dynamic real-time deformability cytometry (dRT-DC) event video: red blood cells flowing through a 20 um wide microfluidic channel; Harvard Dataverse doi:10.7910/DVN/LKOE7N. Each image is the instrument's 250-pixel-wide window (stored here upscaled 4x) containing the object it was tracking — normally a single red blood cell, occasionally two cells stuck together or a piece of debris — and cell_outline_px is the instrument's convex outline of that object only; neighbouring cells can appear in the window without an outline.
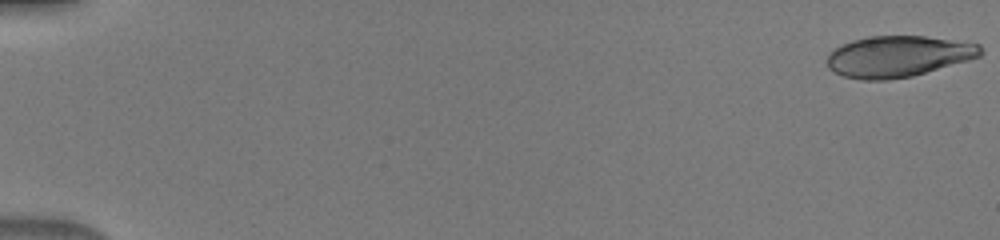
{"species": "human", "species_latin": "Homo sapiens", "temperature_condition": "warm", "stored_images_in_passage": 50, "camera_frame_rate_fps": 3000, "um_per_image_px": 0.085, "donor": {"sex": "male"}, "frame": {"image": 1, "passage_image": 1, "time_ms": 0.0, "image_size_px": [1000, 240], "cell_outline_px": [[984, 52], [980, 56], [968, 60], [912, 76], [888, 80], [860, 80], [844, 76], [828, 68], [824, 60], [828, 52], [852, 40], [868, 36], [924, 36], [980, 44]], "centroid_in_image_um": [76.3, 4.79], "position_along_channel_um": 8.7, "area_um2": 36.88}}
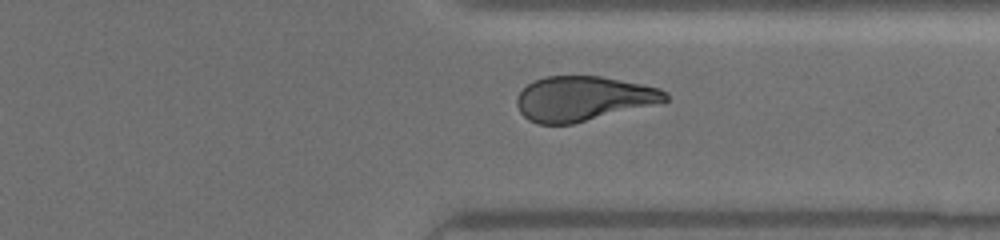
{"frame": {"image": 2, "passage_image": 40, "time_ms": 13.0, "image_size_px": [1000, 240], "cell_outline_px": [[668, 100], [664, 104], [572, 124], [536, 124], [528, 120], [520, 112], [516, 104], [516, 96], [528, 84], [544, 76], [600, 76], [660, 88], [668, 92]], "centroid_in_image_um": [49.63, 8.4], "position_along_channel_um": 361.8, "area_um2": 39.3}}
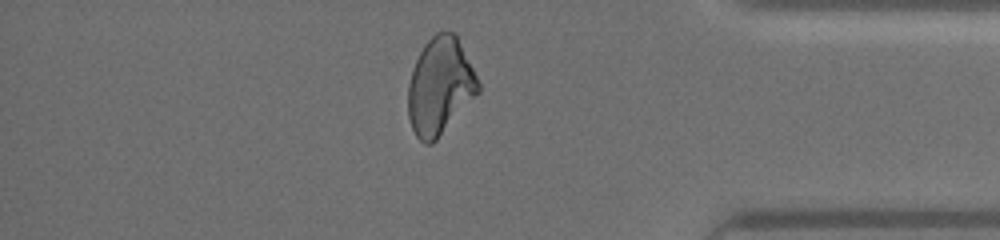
{"frame": {"image": 3, "passage_image": 44, "time_ms": 14.333, "image_size_px": [1000, 240], "cell_outline_px": [[480, 92], [436, 140], [432, 144], [424, 144], [416, 136], [412, 128], [408, 116], [408, 84], [412, 68], [424, 44], [436, 32], [456, 32], [480, 84]], "centroid_in_image_um": [37.4, 7.33], "position_along_channel_um": 397.8, "area_um2": 39.71}}